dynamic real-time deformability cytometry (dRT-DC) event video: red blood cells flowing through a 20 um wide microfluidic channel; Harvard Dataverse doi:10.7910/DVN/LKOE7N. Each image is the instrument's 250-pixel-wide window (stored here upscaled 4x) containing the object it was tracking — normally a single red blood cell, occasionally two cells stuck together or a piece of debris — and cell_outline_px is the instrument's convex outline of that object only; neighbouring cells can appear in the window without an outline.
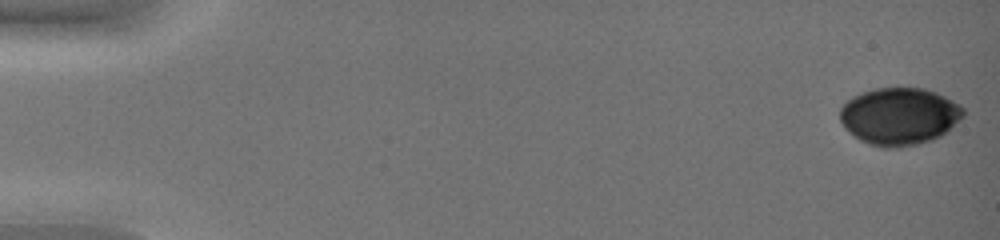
{"species": "common noctule bat (a hibernating species)", "species_latin": "Nyctalus noctula", "temperature_condition": "warm", "stored_images_in_passage": 47, "camera_frame_rate_fps": 3000, "um_per_image_px": 0.085, "animal": {"sex": "female", "body_mass_g": 19.0, "forearm_length_mm": 51.5}, "frame": {"image": 1, "passage_image": 1, "time_ms": 0.0, "image_size_px": [1000, 240], "cell_outline_px": [[964, 116], [948, 132], [932, 140], [916, 144], [896, 148], [884, 148], [860, 140], [844, 128], [840, 120], [840, 108], [852, 96], [860, 92], [872, 88], [924, 88], [936, 92], [960, 104], [964, 108]], "centroid_in_image_um": [76.45, 9.87], "position_along_channel_um": 8.5, "area_um2": 41.44}}
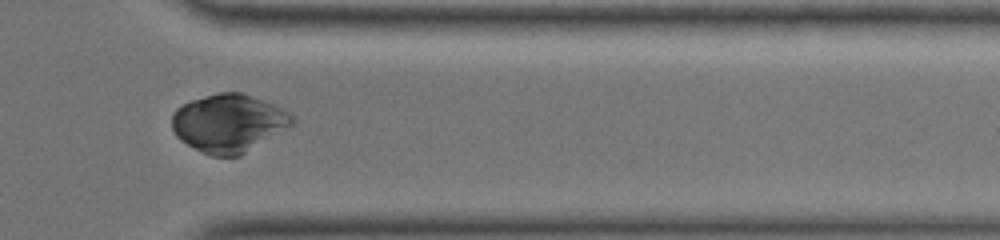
{"frame": {"image": 2, "passage_image": 41, "time_ms": 13.333, "image_size_px": [1000, 240], "cell_outline_px": [[296, 120], [292, 128], [240, 156], [212, 156], [180, 140], [176, 136], [172, 128], [172, 116], [176, 108], [192, 100], [204, 96], [220, 92], [240, 92], [276, 104], [292, 112]], "centroid_in_image_um": [19.54, 10.46], "position_along_channel_um": 391.9, "area_um2": 41.27}}